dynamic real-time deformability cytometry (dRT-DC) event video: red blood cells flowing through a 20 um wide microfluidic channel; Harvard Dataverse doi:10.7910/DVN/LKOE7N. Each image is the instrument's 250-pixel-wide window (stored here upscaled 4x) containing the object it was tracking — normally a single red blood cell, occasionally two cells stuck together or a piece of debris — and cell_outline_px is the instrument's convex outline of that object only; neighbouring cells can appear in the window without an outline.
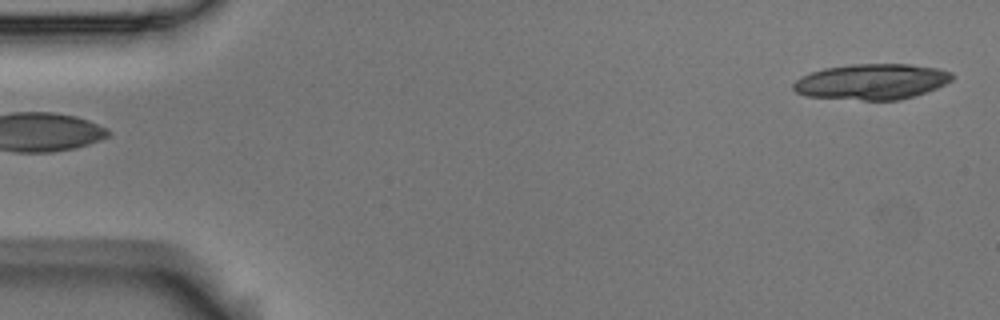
{"species": "Egyptian fruit bat (a non-hibernating species)", "species_latin": "Rousettus aegyptiacus", "temperature_condition": "room temperature", "stored_images_in_passage": 5, "camera_frame_rate_fps": 3000, "um_per_image_px": 0.085, "animal": {"sex": "male"}, "frame": {"image": 1, "passage_image": 5, "time_ms": 1.333, "image_size_px": [1000, 320], "cell_outline_px": [[956, 76], [952, 80], [936, 88], [900, 100], [864, 100], [804, 96], [796, 92], [792, 88], [792, 84], [800, 76], [824, 68], [852, 64], [912, 64], [940, 68], [952, 72]], "centroid_in_image_um": [74.1, 6.93], "position_along_channel_um": 10.9, "area_um2": 33.18}}